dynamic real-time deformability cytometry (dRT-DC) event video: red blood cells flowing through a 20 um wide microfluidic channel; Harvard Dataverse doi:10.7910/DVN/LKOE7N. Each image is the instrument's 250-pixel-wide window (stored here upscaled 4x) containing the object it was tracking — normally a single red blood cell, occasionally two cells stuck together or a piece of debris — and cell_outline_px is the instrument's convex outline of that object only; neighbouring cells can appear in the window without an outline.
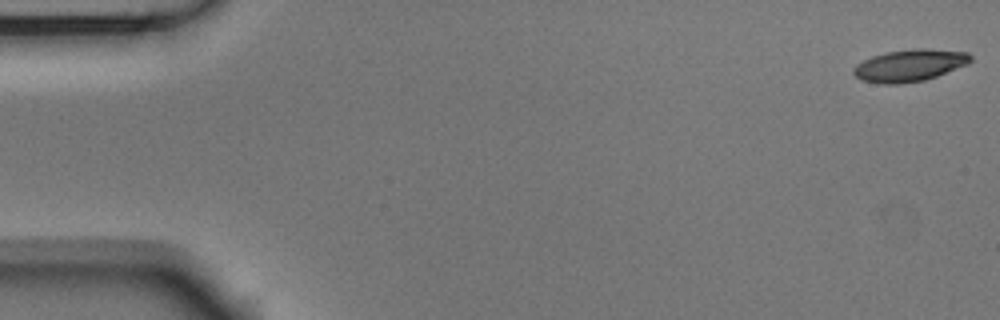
{"species": "Egyptian fruit bat (a non-hibernating species)", "species_latin": "Rousettus aegyptiacus", "temperature_condition": "room temperature", "stored_images_in_passage": 54, "camera_frame_rate_fps": 3000, "um_per_image_px": 0.085, "animal": {"sex": "male"}, "frame": {"image": 1, "passage_image": 1, "time_ms": 0.0, "image_size_px": [1000, 320], "cell_outline_px": [[972, 60], [968, 64], [936, 76], [924, 80], [900, 84], [880, 84], [860, 80], [852, 72], [852, 68], [856, 64], [872, 56], [888, 52], [916, 48], [924, 48], [968, 52], [972, 56]], "centroid_in_image_um": [77.31, 5.56], "position_along_channel_um": 7.7, "area_um2": 21.91}}
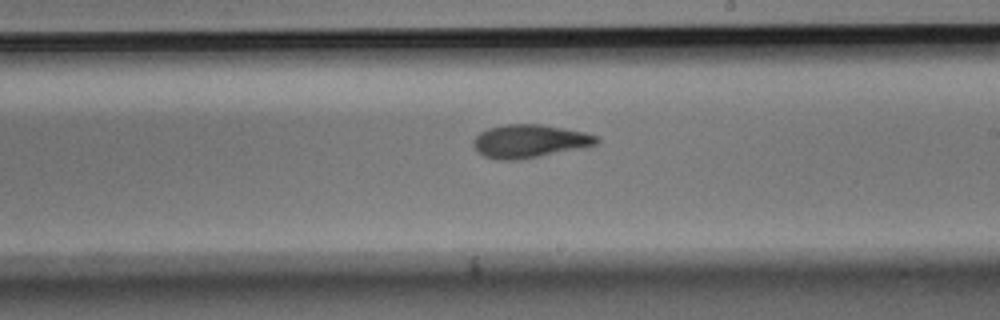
{"frame": {"image": 2, "passage_image": 31, "time_ms": 10.0, "image_size_px": [1000, 320], "cell_outline_px": [[600, 140], [596, 144], [588, 148], [516, 160], [496, 160], [484, 156], [472, 144], [472, 140], [480, 132], [488, 128], [504, 124], [540, 124], [564, 128], [584, 132], [596, 136]], "centroid_in_image_um": [45.03, 12.0], "position_along_channel_um": 244.0, "area_um2": 24.04}}
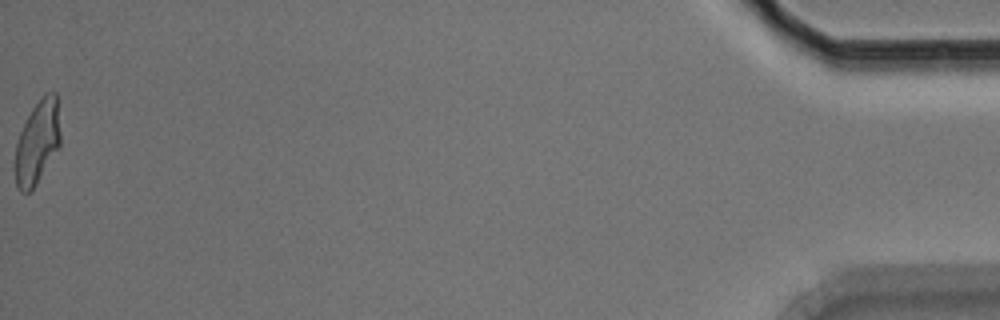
{"frame": {"image": 3, "passage_image": 54, "time_ms": 17.667, "image_size_px": [1000, 320], "cell_outline_px": [[60, 148], [36, 184], [28, 192], [20, 192], [16, 188], [12, 168], [16, 144], [20, 132], [32, 108], [44, 92], [56, 92], [60, 132]], "centroid_in_image_um": [3.14, 12.14], "position_along_channel_um": 432.1, "area_um2": 22.6}, "authors_computed_cell_mechanics": {"area_um2": 22.8599, "velocity_mm_per_s": 3.7499, "shape_relaxation_time_tau1_ms": 3.8633, "shape_relaxation_time_tau2_ms": 3.1082, "deformation_change_tau1": 0.1854, "deformation_change_tau2": 0.1112}}